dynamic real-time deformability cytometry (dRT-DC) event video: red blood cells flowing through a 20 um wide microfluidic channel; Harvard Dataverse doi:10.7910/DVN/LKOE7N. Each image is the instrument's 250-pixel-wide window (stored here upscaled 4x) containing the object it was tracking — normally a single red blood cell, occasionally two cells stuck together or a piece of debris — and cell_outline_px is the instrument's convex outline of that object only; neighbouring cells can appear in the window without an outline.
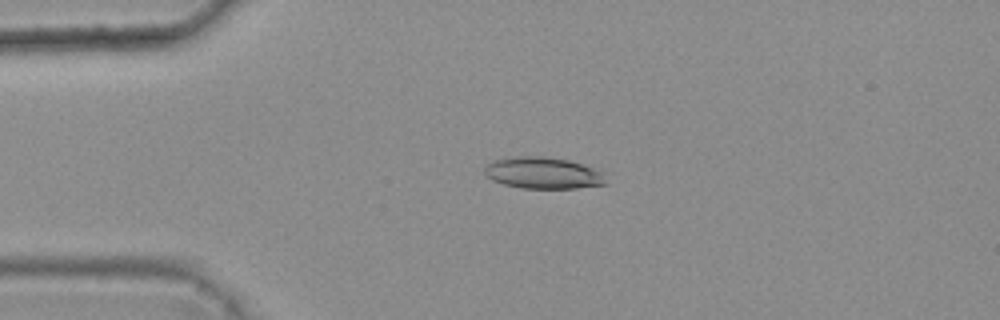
{"species": "common noctule bat (a hibernating species)", "species_latin": "Nyctalus noctula", "temperature_condition": "warm", "stored_images_in_passage": 4, "camera_frame_rate_fps": 3000, "um_per_image_px": 0.085, "animal": {"sex": "female", "body_mass_g": 25.1}, "frame": {"image": 1, "passage_image": 3, "time_ms": 0.667, "image_size_px": [1000, 320], "cell_outline_px": [[608, 184], [576, 188], [524, 188], [504, 184], [492, 180], [484, 176], [484, 168], [492, 160], [516, 156], [544, 156], [568, 160], [600, 168], [604, 172]], "centroid_in_image_um": [46.21, 14.69], "position_along_channel_um": 38.8, "area_um2": 22.77}}